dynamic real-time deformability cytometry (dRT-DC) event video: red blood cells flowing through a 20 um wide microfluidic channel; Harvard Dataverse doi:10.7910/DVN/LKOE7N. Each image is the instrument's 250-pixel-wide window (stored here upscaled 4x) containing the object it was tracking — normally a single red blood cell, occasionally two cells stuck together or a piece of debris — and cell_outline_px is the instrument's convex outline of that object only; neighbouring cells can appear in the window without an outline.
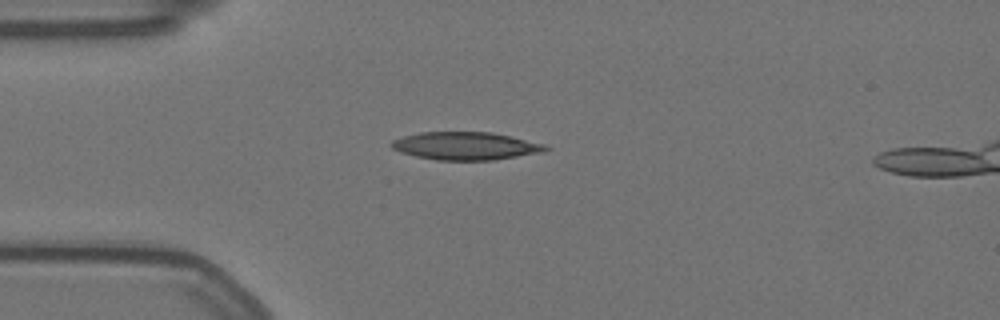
{"species": "Egyptian fruit bat (a non-hibernating species)", "species_latin": "Rousettus aegyptiacus", "temperature_condition": "warm", "stored_images_in_passage": 44, "camera_frame_rate_fps": 3000, "um_per_image_px": 0.085, "animal": {"sex": "female"}, "frame": {"image": 1, "passage_image": 1, "time_ms": 0.0, "image_size_px": [1000, 320], "cell_outline_px": [[552, 148], [544, 152], [492, 160], [436, 160], [416, 156], [400, 152], [392, 148], [388, 144], [392, 140], [404, 136], [420, 132], [492, 132], [544, 144]], "centroid_in_image_um": [39.56, 12.4], "position_along_channel_um": 45.4, "area_um2": 25.03}}
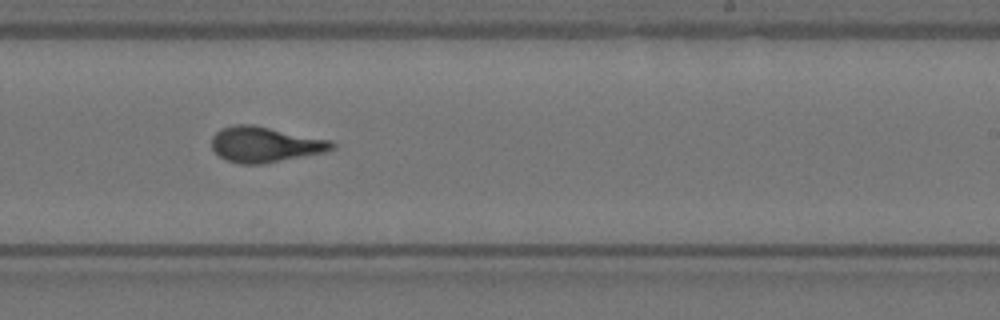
{"frame": {"image": 2, "passage_image": 21, "time_ms": 6.667, "image_size_px": [1000, 320], "cell_outline_px": [[336, 148], [324, 152], [260, 164], [240, 164], [228, 160], [220, 156], [212, 148], [212, 136], [220, 128], [236, 124], [252, 124], [332, 140], [336, 144]], "centroid_in_image_um": [22.53, 12.26], "position_along_channel_um": 266.5, "area_um2": 24.8}}
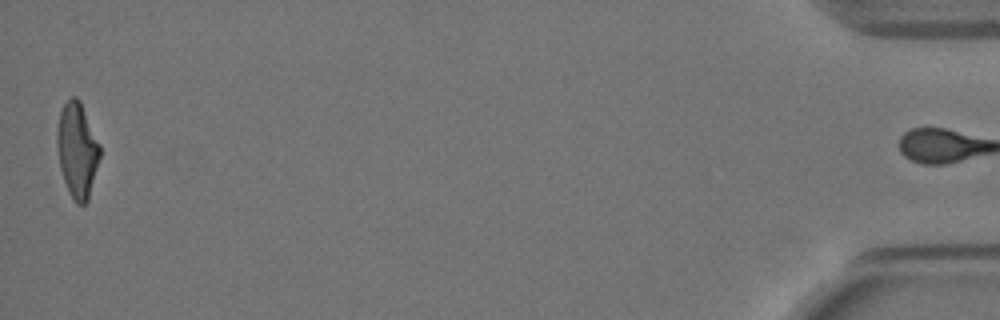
{"frame": {"image": 3, "passage_image": 43, "time_ms": 14.0, "image_size_px": [1000, 320], "cell_outline_px": [[100, 156], [88, 200], [84, 204], [76, 204], [64, 180], [60, 168], [56, 144], [56, 132], [60, 112], [64, 104], [72, 96], [76, 96], [80, 100], [100, 144]], "centroid_in_image_um": [6.56, 12.73], "position_along_channel_um": 428.6, "area_um2": 23.58}, "authors_computed_cell_mechanics": {"area_um2": 24.4205, "velocity_mm_per_s": 3.5298, "shape_relaxation_time_tau1_ms": 8.7796, "shape_relaxation_time_tau2_ms": 1.3703, "deformation_change_tau1": 0.2828, "deformation_change_tau2": 0.0803}}